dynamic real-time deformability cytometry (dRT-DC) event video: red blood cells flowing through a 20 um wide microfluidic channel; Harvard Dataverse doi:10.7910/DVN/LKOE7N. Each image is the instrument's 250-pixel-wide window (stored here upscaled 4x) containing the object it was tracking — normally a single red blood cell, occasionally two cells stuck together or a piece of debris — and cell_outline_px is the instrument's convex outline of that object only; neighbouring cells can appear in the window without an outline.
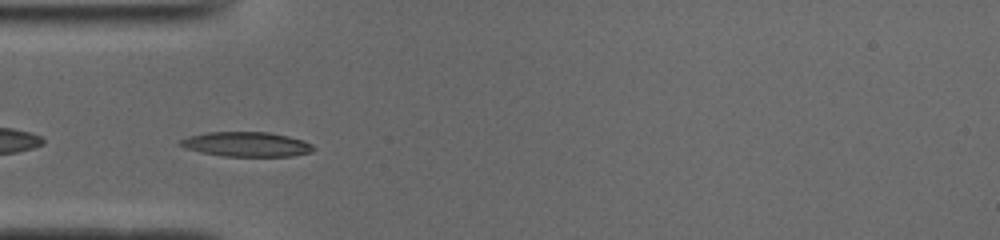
{"species": "common noctule bat (a hibernating species)", "species_latin": "Nyctalus noctula", "temperature_condition": "cold", "stored_images_in_passage": 47, "camera_frame_rate_fps": 3000, "um_per_image_px": 0.085, "animal": {"sex": "male", "body_mass_g": 19.0, "forearm_length_mm": 50.8}, "frame": {"image": 1, "passage_image": 11, "time_ms": 3.333, "image_size_px": [1000, 240], "cell_outline_px": [[316, 148], [312, 152], [292, 156], [224, 156], [200, 152], [176, 144], [180, 140], [188, 136], [208, 132], [268, 132], [288, 136], [304, 140], [312, 144]], "centroid_in_image_um": [20.97, 12.26], "position_along_channel_um": 64.0, "area_um2": 19.19}}
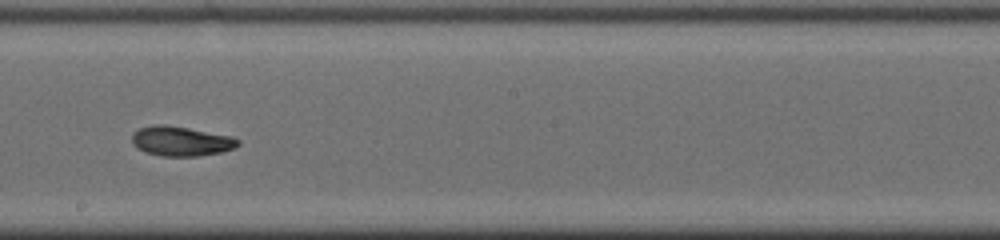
{"frame": {"image": 2, "passage_image": 24, "time_ms": 7.667, "image_size_px": [1000, 240], "cell_outline_px": [[240, 144], [236, 148], [220, 152], [196, 156], [160, 156], [144, 152], [136, 148], [132, 144], [132, 132], [140, 128], [152, 124], [164, 124], [188, 128], [232, 136], [240, 140]], "centroid_in_image_um": [15.36, 12.0], "position_along_channel_um": 232.8, "area_um2": 18.55}}
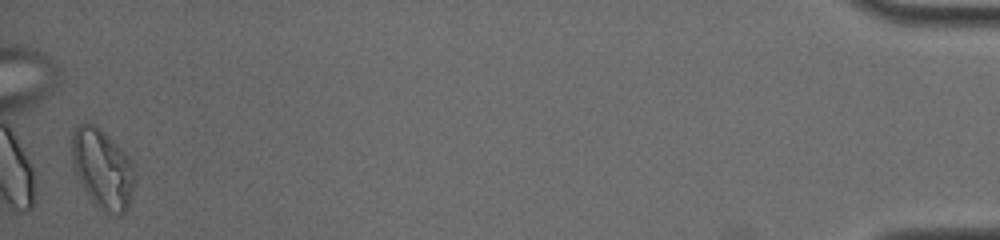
{"frame": {"image": 3, "passage_image": 46, "time_ms": 15.0, "image_size_px": [1000, 240], "cell_outline_px": [[136, 172], [128, 208], [120, 216], [108, 216], [88, 196], [80, 184], [76, 176], [72, 160], [72, 132], [76, 124], [92, 124], [104, 132], [128, 156], [136, 168]], "centroid_in_image_um": [8.72, 14.39], "position_along_channel_um": 426.5, "area_um2": 29.3}, "authors_computed_cell_mechanics": {"area_um2": 18.5538, "velocity_mm_per_s": 3.91, "shape_relaxation_time_tau1_ms": 4.2721, "shape_relaxation_time_tau2_ms": null, "deformation_change_tau1": 0.1645, "deformation_change_tau2": null}}